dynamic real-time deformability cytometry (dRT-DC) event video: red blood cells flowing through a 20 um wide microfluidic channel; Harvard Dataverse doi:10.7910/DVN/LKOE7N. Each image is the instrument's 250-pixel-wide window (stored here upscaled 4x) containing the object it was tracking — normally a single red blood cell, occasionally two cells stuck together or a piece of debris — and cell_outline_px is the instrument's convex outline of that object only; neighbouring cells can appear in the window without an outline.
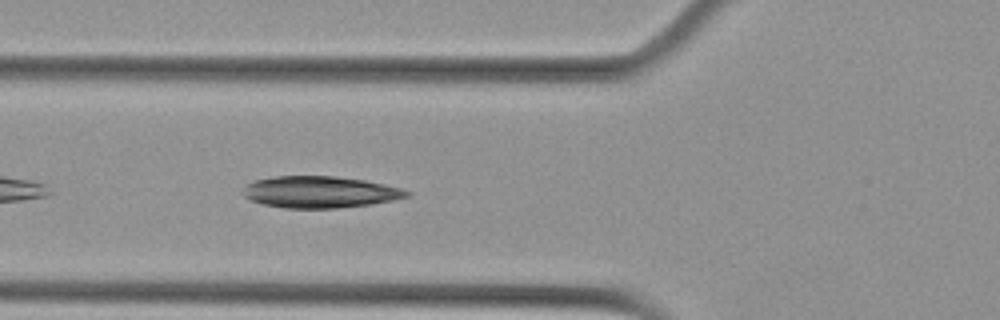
{"species": "Egyptian fruit bat (a non-hibernating species)", "species_latin": "Rousettus aegyptiacus", "temperature_condition": "cold", "stored_images_in_passage": 42, "camera_frame_rate_fps": 3000, "um_per_image_px": 0.085, "animal": {"sex": "female"}, "frame": {"image": 1, "passage_image": 6, "time_ms": 1.667, "image_size_px": [1000, 320], "cell_outline_px": [[412, 196], [372, 204], [336, 208], [284, 208], [264, 204], [252, 200], [244, 196], [244, 184], [256, 180], [276, 176], [336, 176], [364, 180], [384, 184], [400, 188], [412, 192]], "centroid_in_image_um": [27.22, 16.32], "position_along_channel_um": 98.6, "area_um2": 30.17}}
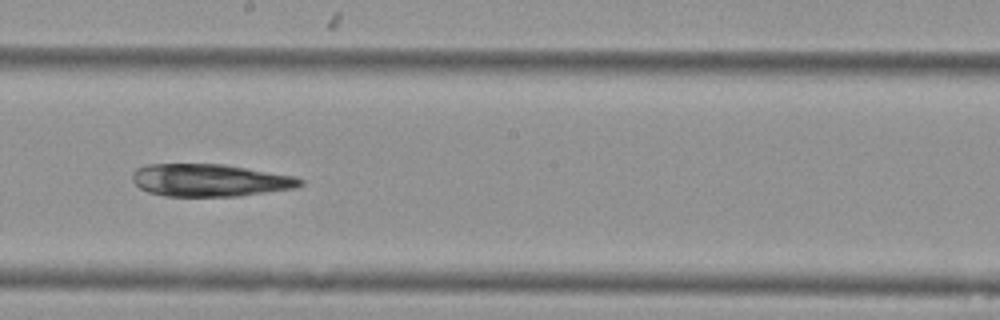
{"frame": {"image": 2, "passage_image": 17, "time_ms": 5.333, "image_size_px": [1000, 320], "cell_outline_px": [[304, 184], [296, 188], [240, 196], [164, 196], [148, 192], [140, 188], [132, 180], [132, 172], [136, 168], [148, 164], [224, 164], [296, 176], [304, 180]], "centroid_in_image_um": [17.86, 15.32], "position_along_channel_um": 230.3, "area_um2": 32.02}}
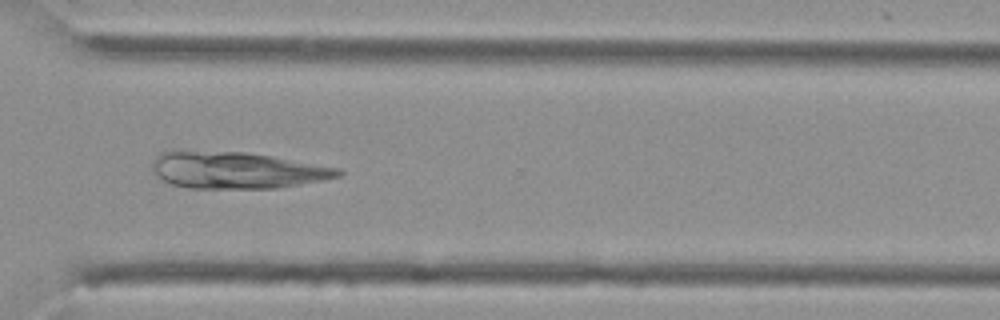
{"frame": {"image": 3, "passage_image": 27, "time_ms": 8.667, "image_size_px": [1000, 320], "cell_outline_px": [[344, 172], [340, 176], [320, 180], [276, 188], [188, 188], [172, 184], [160, 180], [152, 172], [152, 160], [160, 152], [176, 148], [244, 152], [272, 156], [340, 168]], "centroid_in_image_um": [19.98, 14.43], "position_along_channel_um": 350.6, "area_um2": 40.52}}